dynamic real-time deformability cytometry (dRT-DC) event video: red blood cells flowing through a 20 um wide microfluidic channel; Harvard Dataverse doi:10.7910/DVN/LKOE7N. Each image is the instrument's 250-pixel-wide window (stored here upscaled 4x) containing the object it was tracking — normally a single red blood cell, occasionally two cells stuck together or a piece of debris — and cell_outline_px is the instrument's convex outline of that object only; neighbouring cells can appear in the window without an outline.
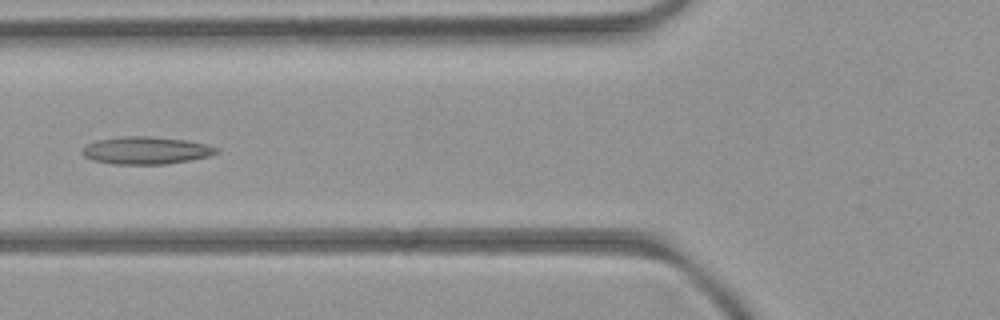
{"species": "common noctule bat (a hibernating species)", "species_latin": "Nyctalus noctula", "temperature_condition": "room temperature", "stored_images_in_passage": 51, "camera_frame_rate_fps": 3000, "um_per_image_px": 0.085, "animal": {"sex": "female", "body_mass_g": 21.9}, "frame": {"image": 1, "passage_image": 19, "time_ms": 6.0, "image_size_px": [1000, 320], "cell_outline_px": [[220, 152], [208, 156], [188, 160], [164, 164], [112, 164], [92, 160], [84, 156], [80, 152], [88, 144], [96, 140], [124, 136], [152, 136], [184, 140], [208, 144], [220, 148]], "centroid_in_image_um": [12.42, 12.78], "position_along_channel_um": 113.4, "area_um2": 21.5}}
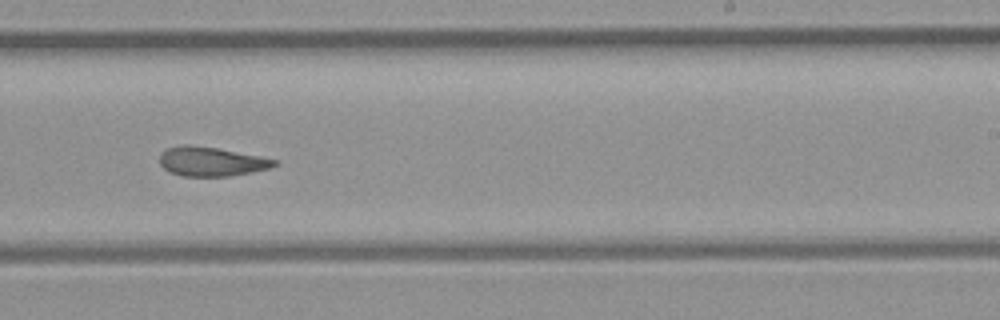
{"frame": {"image": 2, "passage_image": 31, "time_ms": 10.0, "image_size_px": [1000, 320], "cell_outline_px": [[276, 164], [268, 168], [252, 172], [228, 176], [184, 176], [172, 172], [164, 168], [160, 164], [160, 152], [168, 148], [188, 144], [216, 148], [260, 156], [276, 160]], "centroid_in_image_um": [17.93, 13.73], "position_along_channel_um": 271.1, "area_um2": 19.19}}
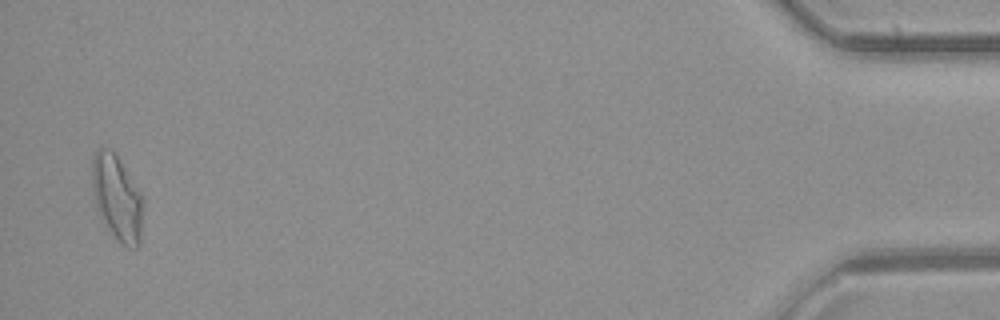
{"frame": {"image": 3, "passage_image": 50, "time_ms": 16.333, "image_size_px": [1000, 320], "cell_outline_px": [[144, 204], [140, 244], [136, 248], [128, 248], [120, 244], [116, 240], [100, 216], [96, 204], [92, 184], [92, 160], [96, 152], [100, 148], [108, 148], [116, 156], [144, 196]], "centroid_in_image_um": [9.99, 16.88], "position_along_channel_um": 425.2, "area_um2": 25.37}, "authors_computed_cell_mechanics": {"area_um2": 21.386, "velocity_mm_per_s": 3.9368, "shape_relaxation_time_tau1_ms": null, "shape_relaxation_time_tau2_ms": 4.9413, "deformation_change_tau1": null, "deformation_change_tau2": 0.1374}}